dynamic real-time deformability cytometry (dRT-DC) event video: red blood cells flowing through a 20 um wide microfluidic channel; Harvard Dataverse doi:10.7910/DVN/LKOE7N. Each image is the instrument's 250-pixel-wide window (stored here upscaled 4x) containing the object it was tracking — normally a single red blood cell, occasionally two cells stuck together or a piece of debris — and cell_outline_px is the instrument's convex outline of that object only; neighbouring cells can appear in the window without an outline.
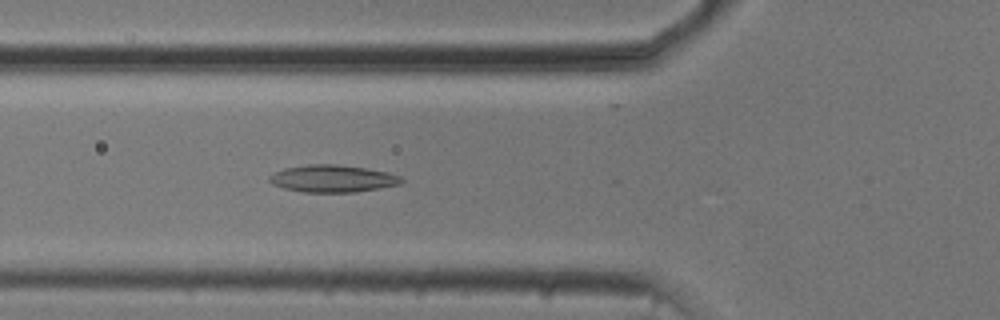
{"species": "common noctule bat (a hibernating species)", "species_latin": "Nyctalus noctula", "temperature_condition": "cold", "stored_images_in_passage": 11, "camera_frame_rate_fps": 3000, "um_per_image_px": 0.085, "animal": {"sex": "male", "body_mass_g": 20.5, "forearm_length_mm": 52.5}, "frame": {"image": 1, "passage_image": 10, "time_ms": 3.0, "image_size_px": [1000, 320], "cell_outline_px": [[404, 184], [356, 192], [304, 192], [284, 188], [272, 184], [268, 180], [268, 176], [284, 168], [308, 164], [336, 164], [364, 168], [388, 172], [400, 176], [404, 180]], "centroid_in_image_um": [28.3, 15.18], "position_along_channel_um": 97.5, "area_um2": 21.04}}